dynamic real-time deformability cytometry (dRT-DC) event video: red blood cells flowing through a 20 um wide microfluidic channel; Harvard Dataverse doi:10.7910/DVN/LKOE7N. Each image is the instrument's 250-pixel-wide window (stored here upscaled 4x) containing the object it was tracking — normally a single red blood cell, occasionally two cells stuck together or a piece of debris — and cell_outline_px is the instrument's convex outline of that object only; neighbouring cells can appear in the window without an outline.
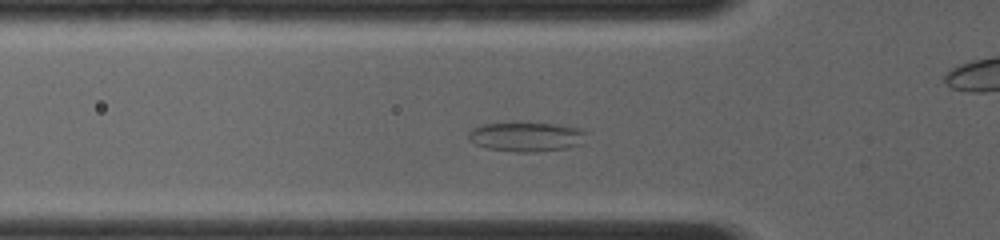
{"species": "common noctule bat (a hibernating species)", "species_latin": "Nyctalus noctula", "temperature_condition": "room temperature", "stored_images_in_passage": 9, "camera_frame_rate_fps": 4000, "um_per_image_px": 0.085, "animal": {"sex": "female", "body_mass_g": 19.0, "forearm_length_mm": 56.7}, "frame": {"image": 1, "passage_image": 3, "time_ms": 1.0, "image_size_px": [1000, 240], "cell_outline_px": [[588, 132], [580, 144], [568, 148], [536, 152], [516, 152], [488, 148], [476, 144], [468, 140], [468, 132], [472, 128], [484, 124], [516, 120], [528, 120], [560, 124], [580, 128]], "centroid_in_image_um": [44.74, 11.57], "position_along_channel_um": 81.1, "area_um2": 21.27}}
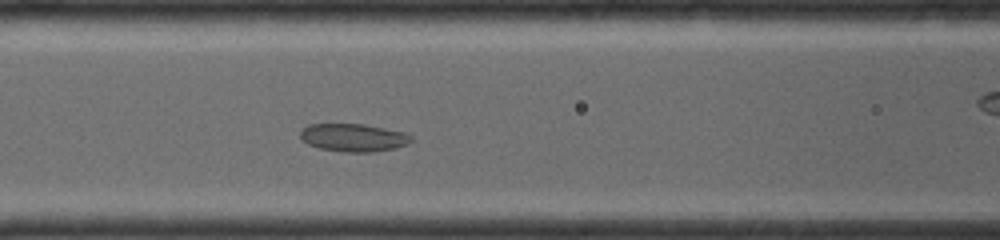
{"frame": {"image": 2, "passage_image": 6, "time_ms": 2.25, "image_size_px": [1000, 240], "cell_outline_px": [[412, 140], [408, 144], [396, 148], [372, 152], [344, 152], [320, 148], [308, 144], [300, 140], [300, 132], [308, 124], [364, 124], [404, 132], [412, 136]], "centroid_in_image_um": [30.04, 11.7], "position_along_channel_um": 136.6, "area_um2": 18.09}}
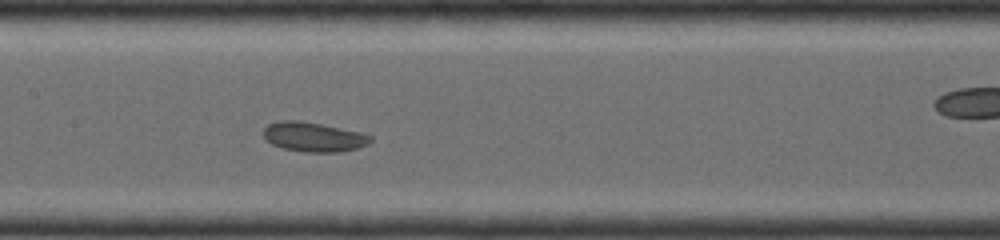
{"frame": {"image": 3, "passage_image": 8, "time_ms": 3.25, "image_size_px": [1000, 240], "cell_outline_px": [[372, 140], [368, 144], [356, 148], [336, 152], [304, 152], [284, 148], [272, 144], [264, 136], [264, 128], [268, 124], [280, 120], [300, 120], [360, 132], [372, 136]], "centroid_in_image_um": [26.65, 11.63], "position_along_channel_um": 180.8, "area_um2": 18.21}}